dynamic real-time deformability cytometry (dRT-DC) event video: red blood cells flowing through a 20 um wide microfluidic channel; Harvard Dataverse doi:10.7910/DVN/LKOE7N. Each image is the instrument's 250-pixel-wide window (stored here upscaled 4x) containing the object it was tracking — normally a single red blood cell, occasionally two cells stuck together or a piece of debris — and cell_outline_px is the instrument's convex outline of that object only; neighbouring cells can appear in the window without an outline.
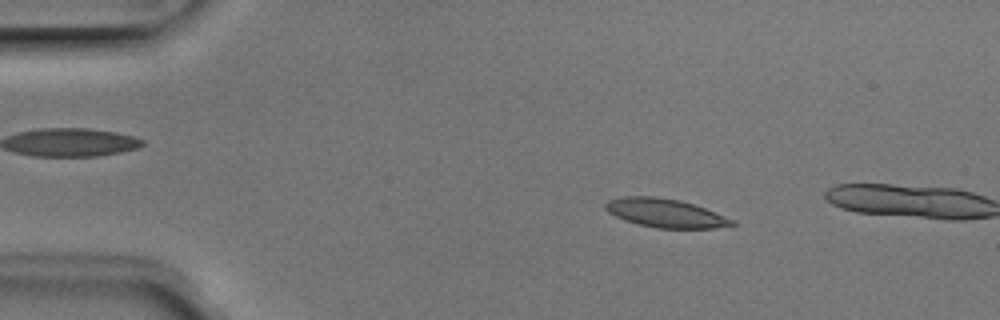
{"species": "Egyptian fruit bat (a non-hibernating species)", "species_latin": "Rousettus aegyptiacus", "temperature_condition": "room temperature", "stored_images_in_passage": 3, "camera_frame_rate_fps": 3000, "um_per_image_px": 0.085, "animal": {"sex": "male"}, "frame": {"image": 1, "passage_image": 2, "time_ms": 0.333, "image_size_px": [1000, 320], "cell_outline_px": [[736, 224], [716, 228], [656, 228], [636, 224], [624, 220], [608, 212], [604, 208], [604, 204], [608, 200], [624, 196], [652, 196], [680, 200], [704, 208], [736, 220]], "centroid_in_image_um": [56.53, 18.11], "position_along_channel_um": 28.5, "area_um2": 21.15}}